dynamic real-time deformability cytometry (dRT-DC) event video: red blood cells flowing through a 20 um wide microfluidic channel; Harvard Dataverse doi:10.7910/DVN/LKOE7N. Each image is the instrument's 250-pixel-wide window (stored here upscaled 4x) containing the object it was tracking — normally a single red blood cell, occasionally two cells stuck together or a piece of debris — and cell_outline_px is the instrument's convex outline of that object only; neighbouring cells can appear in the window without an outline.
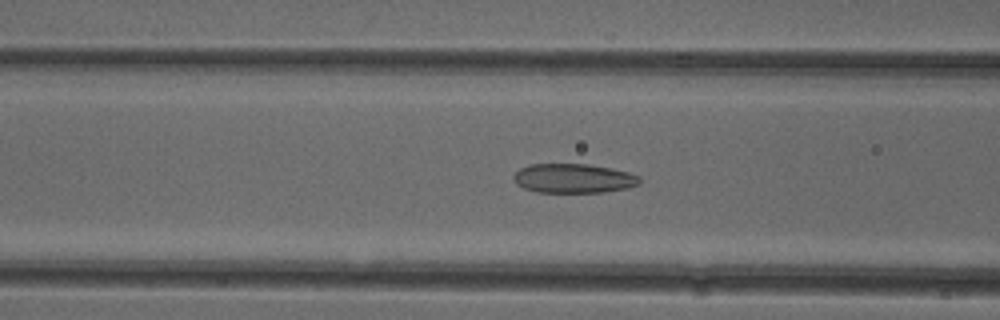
{"species": "common noctule bat (a hibernating species)", "species_latin": "Nyctalus noctula", "temperature_condition": "cold", "stored_images_in_passage": 43, "camera_frame_rate_fps": 3000, "um_per_image_px": 0.085, "animal": {"sex": "female"}, "frame": {"image": 1, "passage_image": 19, "time_ms": 6.0, "image_size_px": [1000, 320], "cell_outline_px": [[640, 184], [628, 188], [604, 192], [536, 192], [524, 188], [516, 184], [512, 176], [520, 168], [532, 164], [588, 164], [612, 168], [628, 172], [640, 176]], "centroid_in_image_um": [48.76, 15.16], "position_along_channel_um": 117.8, "area_um2": 21.62}}
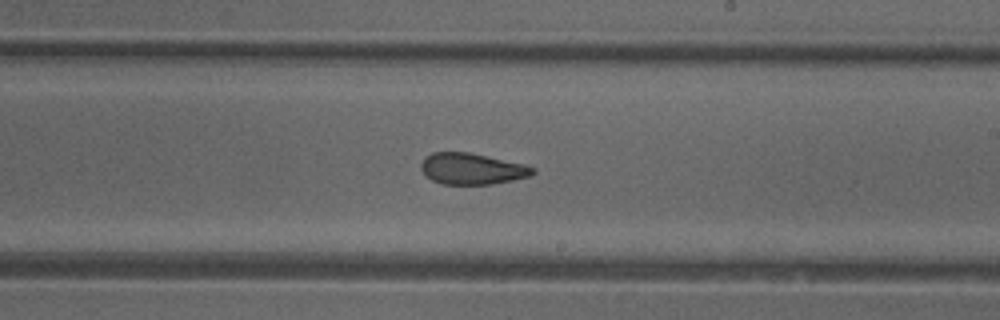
{"frame": {"image": 2, "passage_image": 29, "time_ms": 9.333, "image_size_px": [1000, 320], "cell_outline_px": [[536, 172], [528, 176], [512, 180], [492, 184], [444, 184], [432, 180], [420, 168], [420, 164], [424, 156], [432, 152], [468, 152], [524, 164], [536, 168]], "centroid_in_image_um": [40.1, 14.34], "position_along_channel_um": 248.9, "area_um2": 20.23}}
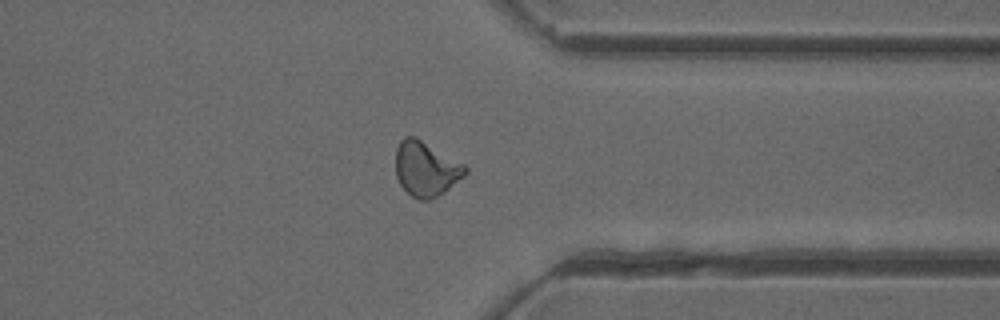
{"frame": {"image": 3, "passage_image": 39, "time_ms": 12.667, "image_size_px": [1000, 320], "cell_outline_px": [[468, 172], [464, 176], [444, 192], [428, 200], [420, 200], [412, 196], [400, 184], [396, 176], [396, 148], [400, 140], [404, 136], [416, 136], [464, 164], [468, 168]], "centroid_in_image_um": [36.2, 14.33], "position_along_channel_um": 375.2, "area_um2": 22.2}, "authors_computed_cell_mechanics": {"area_um2": 21.964, "velocity_mm_per_s": 3.9284, "shape_relaxation_time_tau1_ms": null, "shape_relaxation_time_tau2_ms": 1.945, "deformation_change_tau1": null, "deformation_change_tau2": 0.0972}}